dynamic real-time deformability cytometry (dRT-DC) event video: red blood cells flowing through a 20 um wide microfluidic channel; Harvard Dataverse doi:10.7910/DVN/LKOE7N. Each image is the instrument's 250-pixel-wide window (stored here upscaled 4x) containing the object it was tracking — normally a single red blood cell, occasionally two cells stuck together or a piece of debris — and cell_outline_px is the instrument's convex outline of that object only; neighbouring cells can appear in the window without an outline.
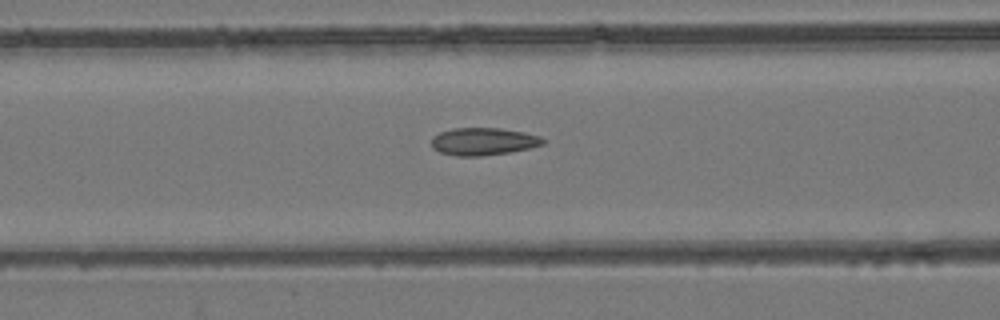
{"species": "common noctule bat (a hibernating species)", "species_latin": "Nyctalus noctula", "temperature_condition": "room temperature", "stored_images_in_passage": 55, "camera_frame_rate_fps": 3000, "um_per_image_px": 0.085, "animal": {"sex": "female", "body_mass_g": 24.6, "forearm_length_mm": 56.2}, "frame": {"image": 1, "passage_image": 23, "time_ms": 7.333, "image_size_px": [1000, 320], "cell_outline_px": [[548, 140], [544, 144], [532, 148], [508, 152], [480, 156], [456, 156], [440, 152], [432, 148], [432, 136], [440, 132], [452, 128], [500, 128], [524, 132], [540, 136]], "centroid_in_image_um": [41.11, 12.02], "position_along_channel_um": 125.5, "area_um2": 18.03}}
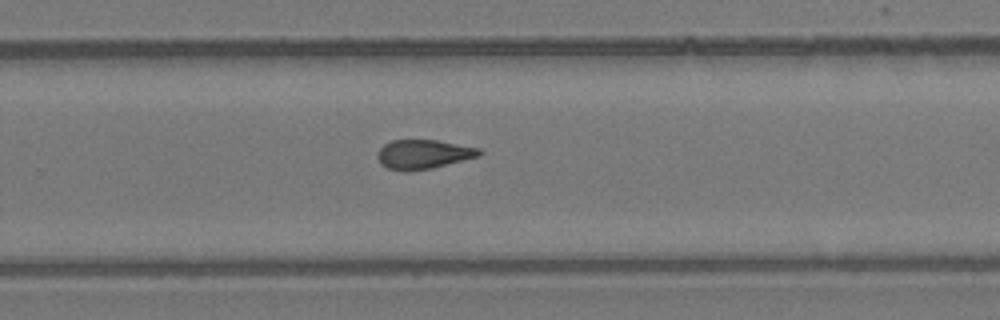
{"frame": {"image": 2, "passage_image": 36, "time_ms": 11.667, "image_size_px": [1000, 320], "cell_outline_px": [[484, 152], [480, 156], [432, 168], [408, 172], [404, 172], [388, 168], [380, 164], [376, 156], [380, 148], [384, 144], [392, 140], [436, 140], [480, 148]], "centroid_in_image_um": [35.98, 13.12], "position_along_channel_um": 293.8, "area_um2": 17.51}}
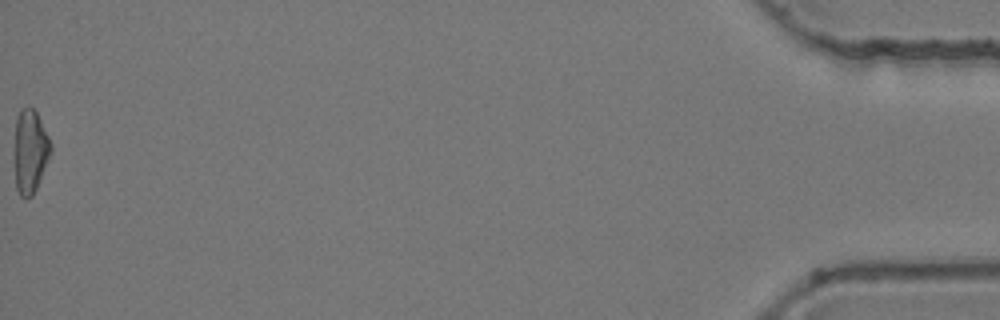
{"frame": {"image": 3, "passage_image": 55, "time_ms": 18.0, "image_size_px": [1000, 320], "cell_outline_px": [[52, 152], [36, 188], [32, 196], [20, 196], [16, 188], [12, 156], [16, 120], [20, 108], [32, 108], [36, 112], [52, 144]], "centroid_in_image_um": [2.52, 12.87], "position_along_channel_um": 432.7, "area_um2": 18.09}, "authors_computed_cell_mechanics": {"area_um2": 17.8602, "velocity_mm_per_s": 3.8867, "shape_relaxation_time_tau1_ms": null, "shape_relaxation_time_tau2_ms": 2.2283, "deformation_change_tau1": null, "deformation_change_tau2": 0.0884}}